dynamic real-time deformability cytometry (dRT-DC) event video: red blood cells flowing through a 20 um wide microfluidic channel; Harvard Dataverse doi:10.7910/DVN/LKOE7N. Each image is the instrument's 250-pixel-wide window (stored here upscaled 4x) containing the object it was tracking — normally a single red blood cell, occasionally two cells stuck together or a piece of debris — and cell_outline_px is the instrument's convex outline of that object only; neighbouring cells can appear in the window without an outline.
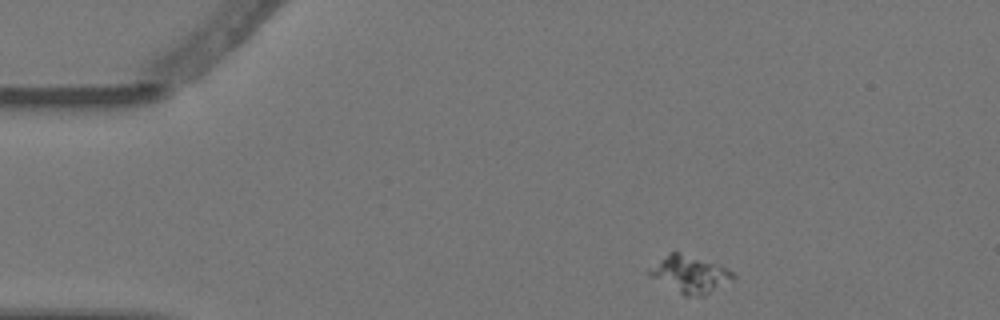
{"species": "Egyptian fruit bat (a non-hibernating species)", "species_latin": "Rousettus aegyptiacus", "temperature_condition": "warm", "stored_images_in_passage": 4, "camera_frame_rate_fps": 3000, "um_per_image_px": 0.085, "animal": {"sex": "female"}, "frame": {"image": 1, "passage_image": 1, "time_ms": 0.0, "image_size_px": [1000, 320], "cell_outline_px": [[736, 276], [732, 280], [704, 296], [684, 296], [648, 276], [644, 272], [648, 268], [672, 252], [676, 252], [720, 264], [728, 268]], "centroid_in_image_um": [58.62, 23.33], "position_along_channel_um": 26.4, "area_um2": 18.09}}
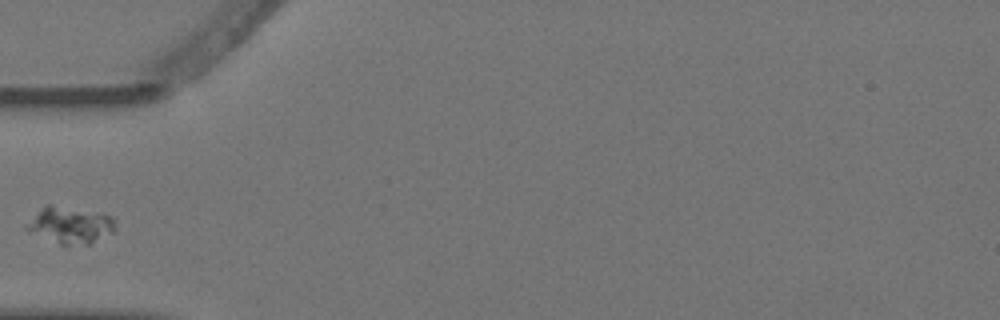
{"frame": {"image": 2, "passage_image": 4, "time_ms": 1.0, "image_size_px": [1000, 320], "cell_outline_px": [[116, 232], [92, 244], [64, 248], [24, 228], [24, 224], [44, 204], [48, 204], [104, 212], [112, 216], [116, 220]], "centroid_in_image_um": [6.03, 19.16], "position_along_channel_um": 79.0, "area_um2": 20.17}}